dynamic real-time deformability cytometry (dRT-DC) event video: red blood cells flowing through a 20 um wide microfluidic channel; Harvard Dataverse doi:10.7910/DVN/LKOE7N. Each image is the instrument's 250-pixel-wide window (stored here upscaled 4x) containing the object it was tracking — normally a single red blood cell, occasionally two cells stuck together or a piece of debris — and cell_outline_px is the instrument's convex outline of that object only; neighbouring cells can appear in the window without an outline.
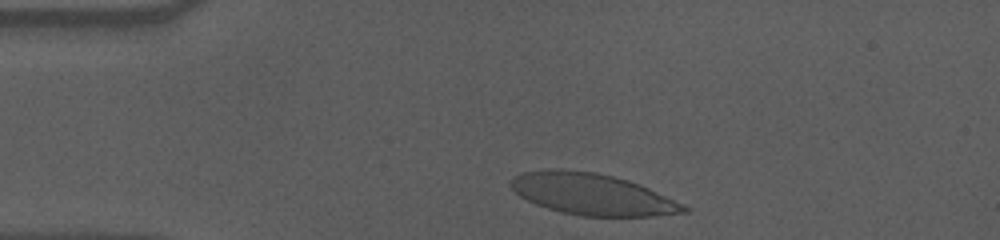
{"species": "human", "species_latin": "Homo sapiens", "temperature_condition": "cold", "stored_images_in_passage": 36, "camera_frame_rate_fps": 3000, "um_per_image_px": 0.085, "donor": {"sex": "male"}, "frame": {"image": 1, "passage_image": 2, "time_ms": 0.333, "image_size_px": [1000, 240], "cell_outline_px": [[692, 208], [688, 212], [652, 216], [580, 216], [560, 212], [536, 204], [520, 196], [512, 188], [512, 180], [516, 176], [524, 172], [556, 168], [560, 168], [596, 172], [628, 180], [640, 184], [684, 204]], "centroid_in_image_um": [50.39, 16.51], "position_along_channel_um": 34.6, "area_um2": 41.67}}
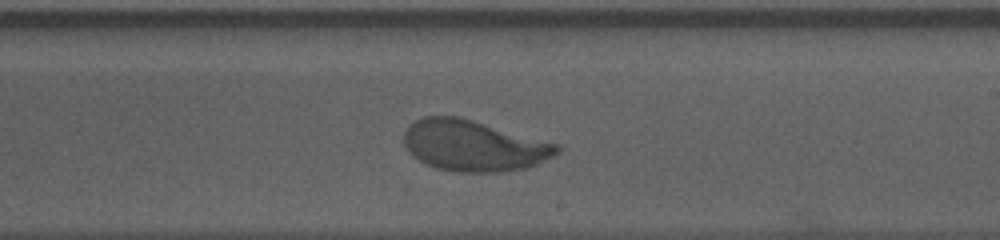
{"frame": {"image": 2, "passage_image": 24, "time_ms": 7.667, "image_size_px": [1000, 240], "cell_outline_px": [[560, 152], [556, 156], [536, 164], [524, 168], [500, 172], [456, 172], [436, 168], [424, 164], [412, 156], [408, 152], [404, 144], [404, 132], [408, 124], [424, 116], [460, 116], [560, 144]], "centroid_in_image_um": [40.26, 12.38], "position_along_channel_um": 248.7, "area_um2": 46.01}}
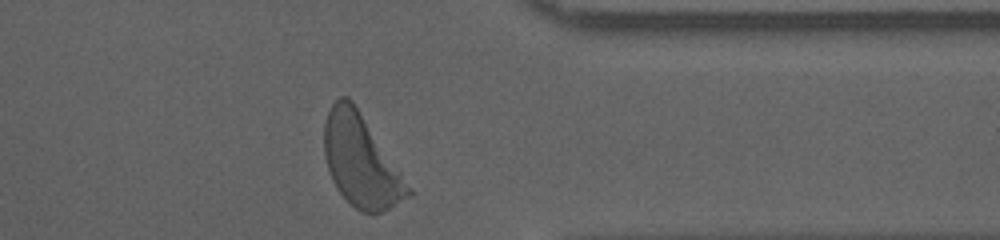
{"frame": {"image": 3, "passage_image": 36, "time_ms": 11.667, "image_size_px": [1000, 240], "cell_outline_px": [[412, 196], [372, 216], [360, 212], [336, 188], [332, 180], [328, 168], [324, 152], [324, 124], [328, 112], [332, 104], [340, 96], [348, 96], [352, 100], [412, 188]], "centroid_in_image_um": [30.69, 13.7], "position_along_channel_um": 380.7, "area_um2": 44.62}, "authors_computed_cell_mechanics": {"area_um2": 45.2863, "velocity_mm_per_s": 3.5143, "shape_relaxation_time_tau1_ms": 3.7238, "shape_relaxation_time_tau2_ms": null, "deformation_change_tau1": 0.1903, "deformation_change_tau2": null}}